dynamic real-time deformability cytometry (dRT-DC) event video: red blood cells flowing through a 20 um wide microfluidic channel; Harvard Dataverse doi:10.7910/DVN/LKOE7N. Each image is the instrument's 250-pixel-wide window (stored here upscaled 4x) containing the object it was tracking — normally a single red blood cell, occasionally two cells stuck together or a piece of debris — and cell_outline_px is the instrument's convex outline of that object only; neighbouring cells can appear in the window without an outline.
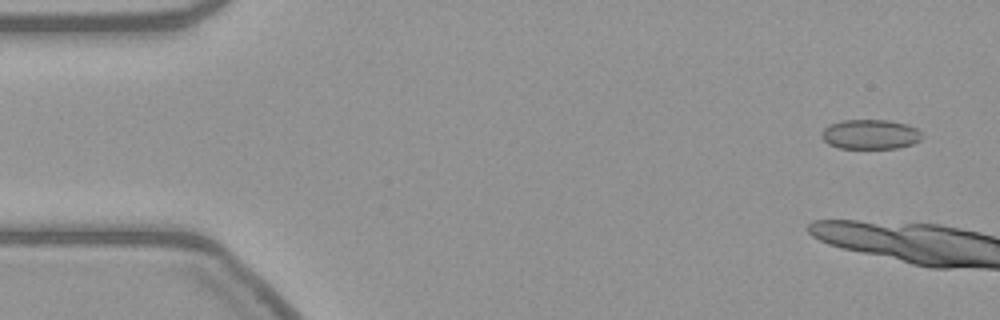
{"species": "common noctule bat (a hibernating species)", "species_latin": "Nyctalus noctula", "temperature_condition": "warm", "stored_images_in_passage": 9, "camera_frame_rate_fps": 3000, "um_per_image_px": 0.085, "animal": {"sex": "female", "body_mass_g": 21.9}, "frame": {"image": 1, "passage_image": 1, "time_ms": 0.0, "image_size_px": [1000, 320], "cell_outline_px": [[924, 136], [920, 140], [912, 144], [896, 148], [840, 148], [828, 144], [820, 136], [820, 132], [824, 128], [832, 124], [844, 120], [888, 120], [908, 124], [916, 128]], "centroid_in_image_um": [73.98, 11.42], "position_along_channel_um": 11.0, "area_um2": 17.4}}